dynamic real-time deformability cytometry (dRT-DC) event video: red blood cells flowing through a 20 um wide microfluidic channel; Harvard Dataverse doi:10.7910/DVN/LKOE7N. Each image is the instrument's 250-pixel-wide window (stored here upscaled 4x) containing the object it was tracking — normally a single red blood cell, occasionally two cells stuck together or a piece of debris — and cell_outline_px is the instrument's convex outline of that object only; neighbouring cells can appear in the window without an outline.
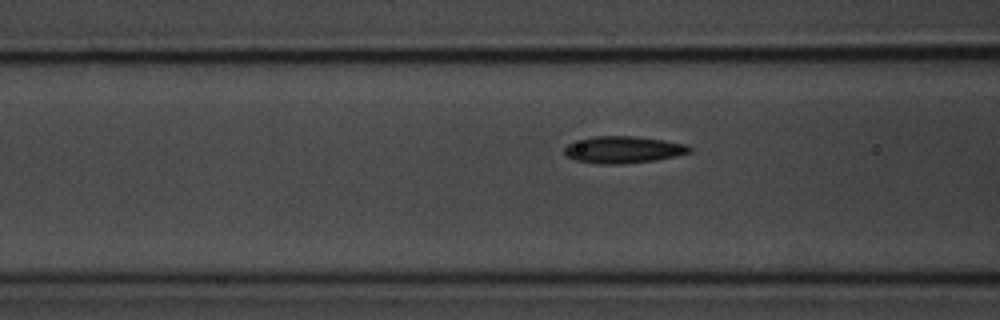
{"species": "common noctule bat (a hibernating species)", "species_latin": "Nyctalus noctula", "temperature_condition": "room temperature", "stored_images_in_passage": 17, "camera_frame_rate_fps": 3000, "um_per_image_px": 0.085, "animal": {"sex": "male", "body_mass_g": 20.1, "forearm_length_mm": 53.5}, "frame": {"image": 1, "passage_image": 15, "time_ms": 4.667, "image_size_px": [1000, 320], "cell_outline_px": [[692, 152], [676, 156], [656, 160], [620, 164], [604, 164], [576, 160], [568, 156], [564, 152], [564, 148], [568, 144], [596, 136], [632, 136], [664, 140], [688, 144], [692, 148]], "centroid_in_image_um": [53.05, 12.72], "position_along_channel_um": 113.5, "area_um2": 19.42}}